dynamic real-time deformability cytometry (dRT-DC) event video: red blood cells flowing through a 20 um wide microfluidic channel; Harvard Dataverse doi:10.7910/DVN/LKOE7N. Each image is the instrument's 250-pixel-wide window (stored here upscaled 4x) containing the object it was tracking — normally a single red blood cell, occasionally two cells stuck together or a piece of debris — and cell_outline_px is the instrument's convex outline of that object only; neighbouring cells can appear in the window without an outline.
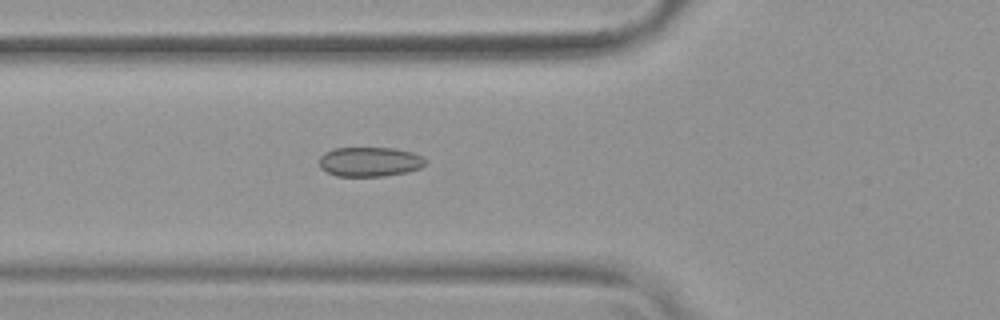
{"species": "common noctule bat (a hibernating species)", "species_latin": "Nyctalus noctula", "temperature_condition": "warm", "stored_images_in_passage": 53, "camera_frame_rate_fps": 3000, "um_per_image_px": 0.085, "animal": {"sex": "female", "body_mass_g": 19.9}, "frame": {"image": 1, "passage_image": 20, "time_ms": 6.333, "image_size_px": [1000, 320], "cell_outline_px": [[428, 164], [420, 168], [408, 172], [384, 176], [336, 176], [324, 172], [320, 168], [320, 156], [324, 152], [332, 148], [396, 148], [412, 152], [424, 156], [428, 160]], "centroid_in_image_um": [31.46, 13.75], "position_along_channel_um": 94.3, "area_um2": 18.73}}
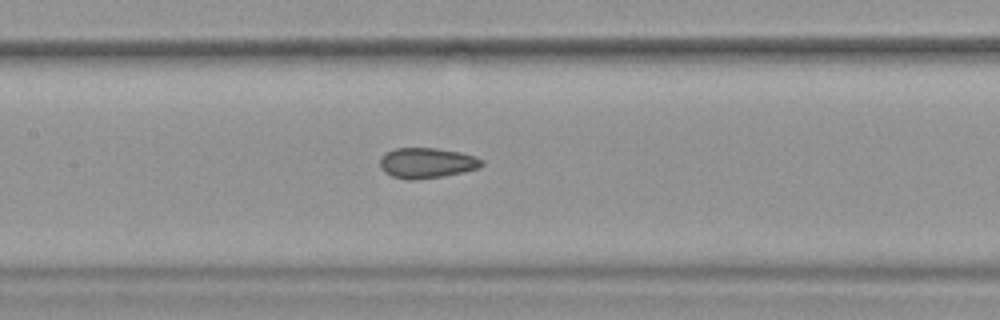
{"frame": {"image": 2, "passage_image": 26, "time_ms": 8.333, "image_size_px": [1000, 320], "cell_outline_px": [[484, 164], [480, 168], [464, 172], [444, 176], [416, 180], [408, 180], [392, 176], [384, 172], [380, 168], [380, 160], [388, 152], [396, 148], [436, 148], [460, 152], [484, 160]], "centroid_in_image_um": [36.3, 13.86], "position_along_channel_um": 171.1, "area_um2": 18.03}}
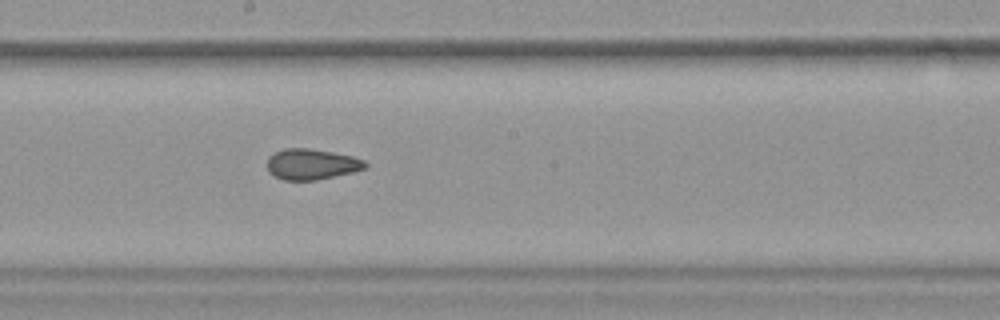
{"frame": {"image": 3, "passage_image": 30, "time_ms": 9.667, "image_size_px": [1000, 320], "cell_outline_px": [[368, 164], [364, 168], [352, 172], [316, 180], [284, 180], [268, 172], [268, 156], [284, 148], [308, 148], [332, 152], [352, 156], [364, 160]], "centroid_in_image_um": [26.47, 13.95], "position_along_channel_um": 221.7, "area_um2": 17.4}, "authors_computed_cell_mechanics": {"area_um2": 18.3226, "velocity_mm_per_s": 3.8149, "shape_relaxation_time_tau1_ms": null, "shape_relaxation_time_tau2_ms": 2.877, "deformation_change_tau1": null, "deformation_change_tau2": 0.078}}